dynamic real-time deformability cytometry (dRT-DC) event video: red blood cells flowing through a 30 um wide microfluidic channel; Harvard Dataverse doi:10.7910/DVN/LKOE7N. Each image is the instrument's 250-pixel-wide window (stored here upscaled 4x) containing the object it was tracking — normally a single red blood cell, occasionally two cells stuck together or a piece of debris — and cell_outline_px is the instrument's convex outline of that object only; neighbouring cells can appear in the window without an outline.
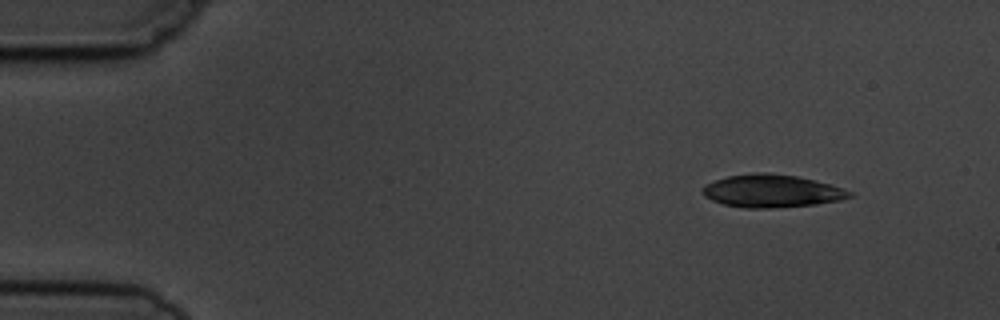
{"species": "common noctule bat (a hibernating species)", "species_latin": "Nyctalus noctula", "temperature_condition": "cold", "stored_images_in_passage": 6, "segment_of_instrument_passage": [2, 2], "camera_frame_rate_fps": 3000, "um_per_image_px": 0.085, "animal": {"sex": "male", "body_mass_g": 19.5, "forearm_length_mm": 54.6}, "frame": {"image": 1, "passage_image": 6, "time_ms": 6.667, "image_size_px": [1000, 320], "cell_outline_px": [[852, 196], [840, 200], [816, 204], [772, 208], [744, 208], [724, 204], [712, 200], [704, 196], [704, 184], [728, 176], [752, 172], [768, 172], [796, 176], [844, 188], [852, 192]], "centroid_in_image_um": [65.59, 16.23], "position_along_channel_um": 19.4, "area_um2": 27.92}}